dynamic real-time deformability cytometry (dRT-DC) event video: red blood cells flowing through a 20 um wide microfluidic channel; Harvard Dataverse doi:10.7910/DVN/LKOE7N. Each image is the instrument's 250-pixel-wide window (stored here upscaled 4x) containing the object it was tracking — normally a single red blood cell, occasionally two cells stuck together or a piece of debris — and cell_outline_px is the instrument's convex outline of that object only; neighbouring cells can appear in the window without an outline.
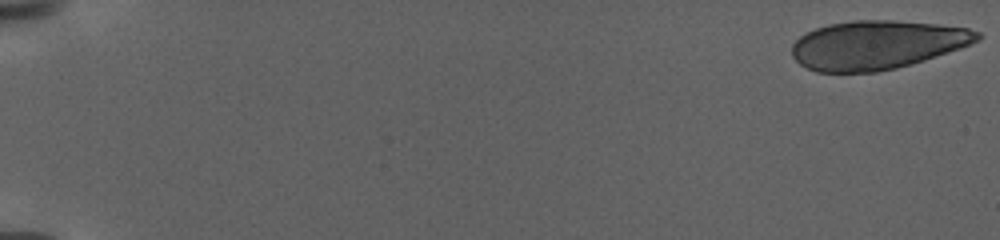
{"species": "human", "species_latin": "Homo sapiens", "temperature_condition": "warm", "stored_images_in_passage": 38, "camera_frame_rate_fps": 3000, "um_per_image_px": 0.085, "donor": {"sex": "female"}, "frame": {"image": 1, "passage_image": 1, "time_ms": 0.0, "image_size_px": [1000, 240], "cell_outline_px": [[980, 40], [960, 48], [924, 60], [896, 68], [876, 72], [816, 72], [800, 64], [792, 56], [792, 44], [800, 36], [816, 28], [828, 24], [852, 20], [892, 20], [936, 24], [968, 28], [980, 32]], "centroid_in_image_um": [74.52, 3.81], "position_along_channel_um": 10.5, "area_um2": 52.54}}
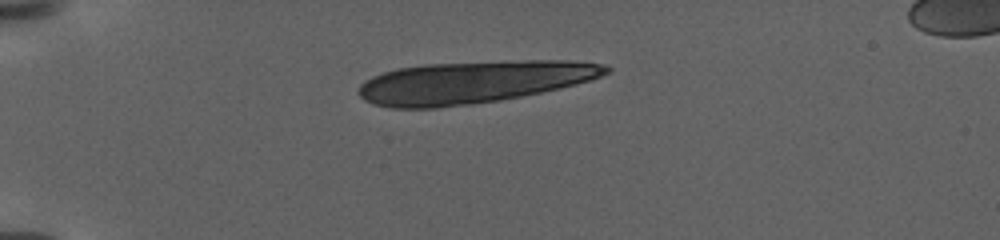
{"frame": {"image": 2, "passage_image": 24, "time_ms": 6.333, "image_size_px": [1000, 240], "cell_outline_px": [[612, 72], [576, 84], [540, 92], [500, 100], [472, 104], [436, 108], [392, 108], [372, 104], [364, 100], [356, 92], [360, 84], [364, 80], [372, 76], [396, 68], [424, 64], [524, 60], [568, 60], [604, 64], [612, 68]], "centroid_in_image_um": [40.19, 6.97], "position_along_channel_um": 44.8, "area_um2": 61.15}}